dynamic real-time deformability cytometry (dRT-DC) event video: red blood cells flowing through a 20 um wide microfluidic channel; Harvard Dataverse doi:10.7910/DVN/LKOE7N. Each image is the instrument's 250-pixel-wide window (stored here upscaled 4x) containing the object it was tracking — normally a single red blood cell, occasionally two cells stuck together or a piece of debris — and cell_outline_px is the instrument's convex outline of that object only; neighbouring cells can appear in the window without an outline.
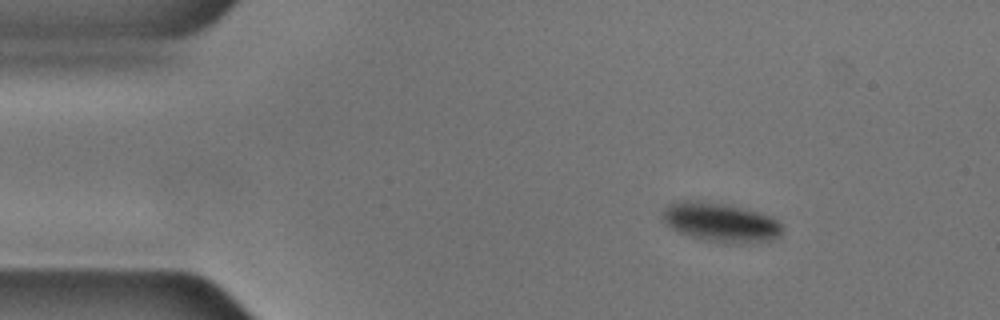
{"species": "common noctule bat (a hibernating species)", "species_latin": "Nyctalus noctula", "temperature_condition": "cold", "stored_images_in_passage": 2, "camera_frame_rate_fps": 3000, "um_per_image_px": 0.085, "animal": {"sex": "male", "body_mass_g": 17.9, "forearm_length_mm": 54.2}, "frame": {"image": 1, "passage_image": 1, "time_ms": 0.0, "image_size_px": [1000, 320], "cell_outline_px": [[128, 244], [52, 244], [32, 240], [32, 236], [48, 228], [112, 224], [124, 236]], "centroid_in_image_um": [6.94, 20.01], "position_along_channel_um": 78.1, "area_um2": 10.75}}